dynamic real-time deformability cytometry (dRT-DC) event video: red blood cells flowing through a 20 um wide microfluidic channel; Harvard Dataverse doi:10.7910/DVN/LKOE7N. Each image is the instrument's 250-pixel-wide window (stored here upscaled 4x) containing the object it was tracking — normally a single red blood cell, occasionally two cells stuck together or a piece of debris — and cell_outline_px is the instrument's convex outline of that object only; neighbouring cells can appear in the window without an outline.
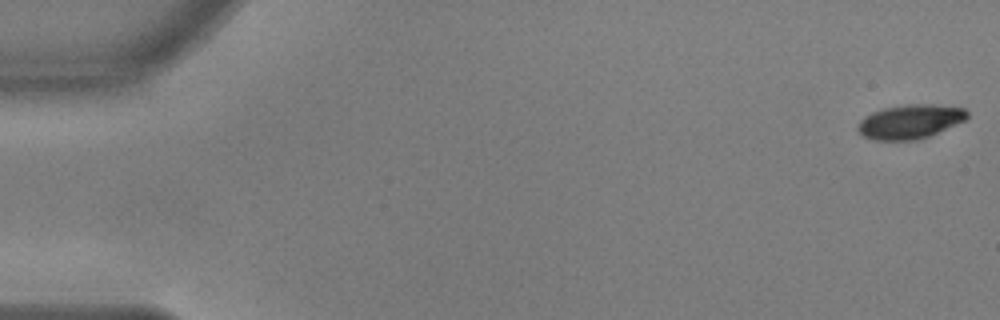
{"species": "common noctule bat (a hibernating species)", "species_latin": "Nyctalus noctula", "temperature_condition": "warm", "stored_images_in_passage": 55, "camera_frame_rate_fps": 3000, "um_per_image_px": 0.085, "animal": {"sex": "male", "body_mass_g": 17.9, "forearm_length_mm": 54.2}, "frame": {"image": 1, "passage_image": 1, "time_ms": 0.0, "image_size_px": [1000, 320], "cell_outline_px": [[968, 116], [964, 120], [928, 136], [916, 140], [872, 140], [864, 136], [856, 128], [860, 120], [864, 116], [872, 112], [884, 108], [904, 104], [932, 104], [964, 108], [968, 112]], "centroid_in_image_um": [77.31, 10.33], "position_along_channel_um": 7.7, "area_um2": 21.62}}
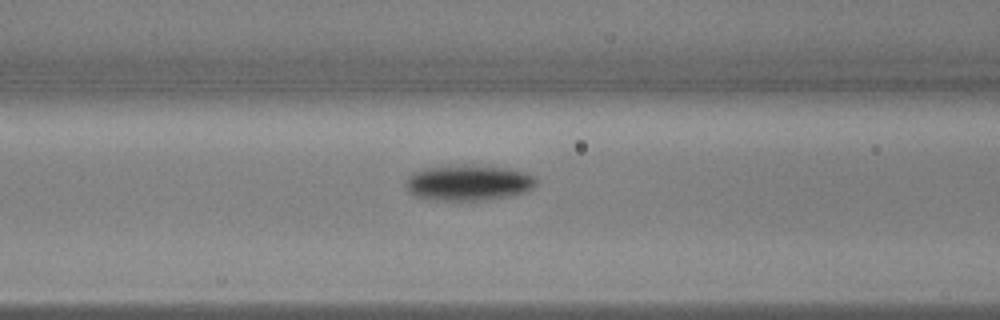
{"frame": {"image": 2, "passage_image": 23, "time_ms": 7.333, "image_size_px": [1000, 320], "cell_outline_px": [[536, 184], [528, 192], [512, 196], [484, 200], [436, 200], [416, 196], [408, 192], [404, 184], [412, 172], [424, 168], [508, 168], [524, 172], [536, 176]], "centroid_in_image_um": [39.84, 15.59], "position_along_channel_um": 126.8, "area_um2": 26.24}}
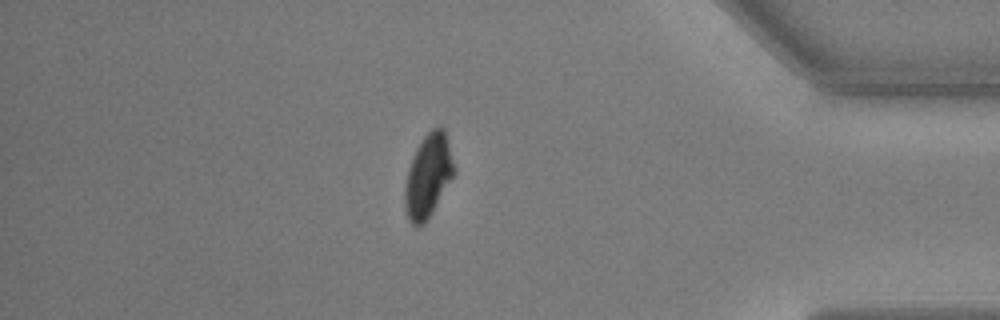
{"frame": {"image": 3, "passage_image": 48, "time_ms": 15.667, "image_size_px": [1000, 320], "cell_outline_px": [[452, 176], [432, 212], [424, 224], [416, 228], [408, 220], [404, 208], [404, 188], [408, 168], [424, 136], [432, 128], [440, 124], [444, 128], [452, 164]], "centroid_in_image_um": [36.33, 15.0], "position_along_channel_um": 398.9, "area_um2": 23.12}, "authors_computed_cell_mechanics": {"area_um2": 24.276, "velocity_mm_per_s": 3.6528, "shape_relaxation_time_tau1_ms": 2.4658, "shape_relaxation_time_tau2_ms": null, "deformation_change_tau1": 0.1344, "deformation_change_tau2": null}}